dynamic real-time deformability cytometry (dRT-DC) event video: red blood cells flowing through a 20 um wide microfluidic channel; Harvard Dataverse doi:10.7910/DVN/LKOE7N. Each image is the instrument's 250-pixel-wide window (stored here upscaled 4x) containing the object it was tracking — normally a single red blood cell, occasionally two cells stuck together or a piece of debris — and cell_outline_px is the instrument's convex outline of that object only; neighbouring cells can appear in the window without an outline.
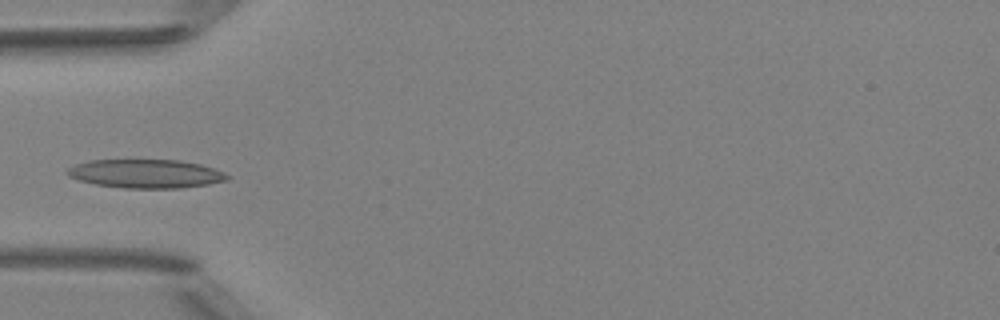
{"species": "Egyptian fruit bat (a non-hibernating species)", "species_latin": "Rousettus aegyptiacus", "temperature_condition": "room temperature", "stored_images_in_passage": 5, "camera_frame_rate_fps": 3000, "um_per_image_px": 0.085, "animal": {"sex": "female"}, "frame": {"image": 1, "passage_image": 4, "time_ms": 4.333, "image_size_px": [1000, 320], "cell_outline_px": [[232, 176], [228, 180], [208, 184], [180, 188], [124, 188], [96, 184], [80, 180], [68, 176], [64, 172], [68, 168], [76, 164], [88, 160], [180, 160], [200, 164], [224, 172]], "centroid_in_image_um": [12.4, 14.76], "position_along_channel_um": 72.6, "area_um2": 26.76}}
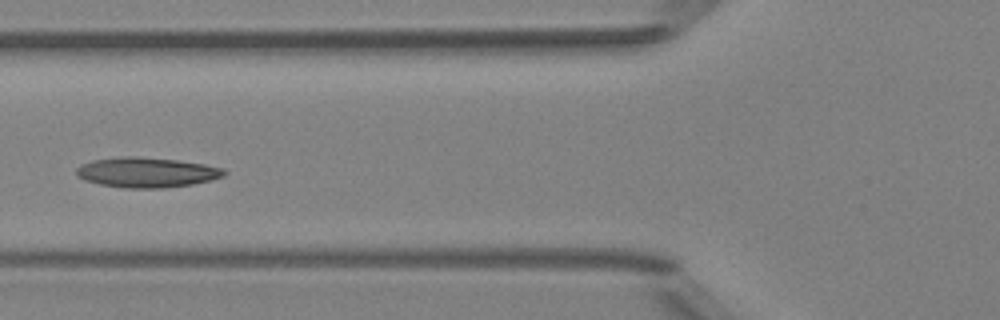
{"frame": {"image": 2, "passage_image": 5, "time_ms": 5.333, "image_size_px": [1000, 320], "cell_outline_px": [[228, 172], [224, 176], [192, 184], [164, 188], [124, 188], [100, 184], [84, 180], [76, 176], [76, 168], [80, 164], [92, 160], [124, 156], [136, 156], [176, 160], [204, 164], [224, 168]], "centroid_in_image_um": [12.44, 14.65], "position_along_channel_um": 113.4, "area_um2": 25.95}}